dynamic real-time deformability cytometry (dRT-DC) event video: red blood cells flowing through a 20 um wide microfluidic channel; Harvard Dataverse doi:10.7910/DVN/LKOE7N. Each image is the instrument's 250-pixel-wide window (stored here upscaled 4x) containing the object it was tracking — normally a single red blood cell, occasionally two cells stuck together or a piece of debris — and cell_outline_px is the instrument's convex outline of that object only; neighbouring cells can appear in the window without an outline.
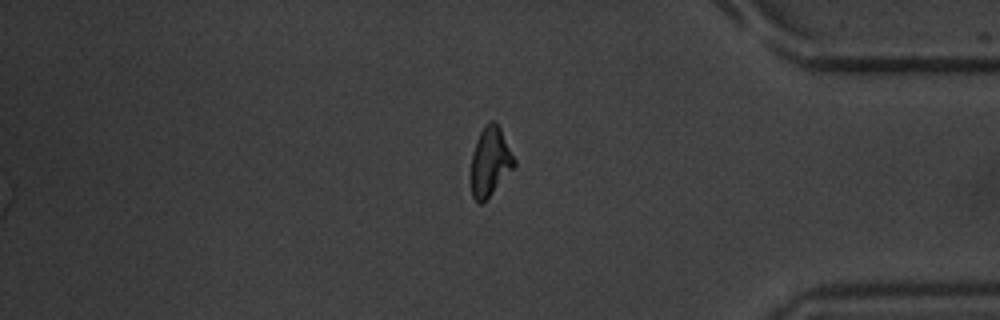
{"species": "common noctule bat (a hibernating species)", "species_latin": "Nyctalus noctula", "temperature_condition": "warm", "stored_images_in_passage": 49, "segment_of_instrument_passage": [2, 2], "camera_frame_rate_fps": 3000, "um_per_image_px": 0.085, "animal": {"sex": "male", "body_mass_g": 20.1, "forearm_length_mm": 53.5}, "frame": {"image": 1, "passage_image": 49, "time_ms": 16.0, "image_size_px": [1000, 320], "cell_outline_px": [[516, 164], [492, 192], [480, 204], [472, 196], [472, 152], [476, 140], [484, 124], [492, 120], [496, 120], [516, 160]], "centroid_in_image_um": [41.66, 13.67], "position_along_channel_um": 393.5, "area_um2": 16.99}}